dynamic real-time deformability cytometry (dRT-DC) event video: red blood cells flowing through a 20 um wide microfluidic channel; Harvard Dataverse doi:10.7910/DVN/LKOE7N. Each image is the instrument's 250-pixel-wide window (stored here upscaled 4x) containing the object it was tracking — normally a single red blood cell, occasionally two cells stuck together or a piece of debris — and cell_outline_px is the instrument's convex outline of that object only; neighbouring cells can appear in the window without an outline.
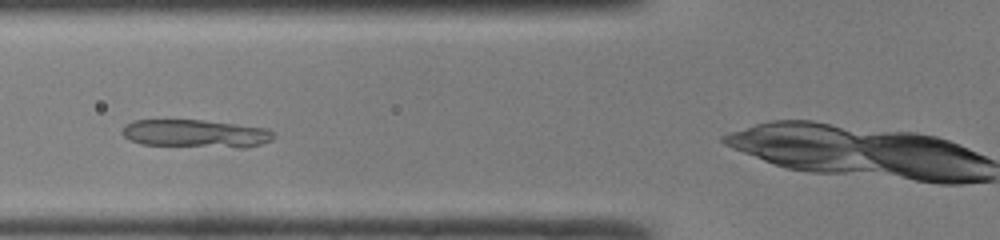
{"species": "common noctule bat (a hibernating species)", "species_latin": "Nyctalus noctula", "temperature_condition": "room temperature", "stored_images_in_passage": 34, "camera_frame_rate_fps": 3000, "um_per_image_px": 0.085, "animal": {"sex": "male", "body_mass_g": 19.0, "forearm_length_mm": 50.8}, "frame": {"image": 1, "passage_image": 5, "time_ms": 1.333, "image_size_px": [1000, 240], "cell_outline_px": [[276, 136], [272, 140], [260, 144], [244, 148], [236, 148], [140, 144], [128, 140], [120, 132], [124, 124], [132, 120], [204, 120], [268, 128]], "centroid_in_image_um": [16.61, 11.36], "position_along_channel_um": 109.2, "area_um2": 25.03}}
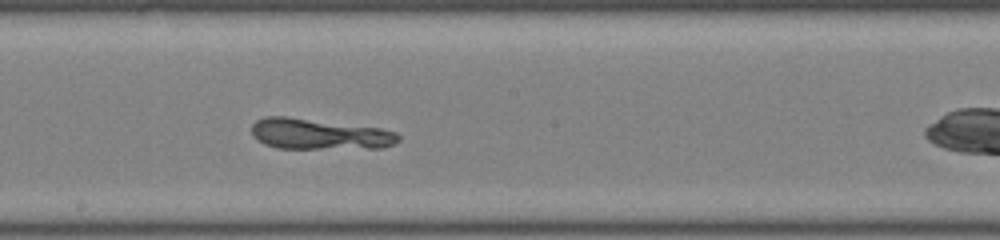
{"frame": {"image": 2, "passage_image": 13, "time_ms": 4.0, "image_size_px": [1000, 240], "cell_outline_px": [[400, 140], [392, 144], [380, 148], [276, 148], [264, 144], [252, 136], [252, 124], [256, 120], [264, 116], [288, 116], [380, 128], [396, 132], [400, 136]], "centroid_in_image_um": [27.1, 11.39], "position_along_channel_um": 221.1, "area_um2": 26.41}}
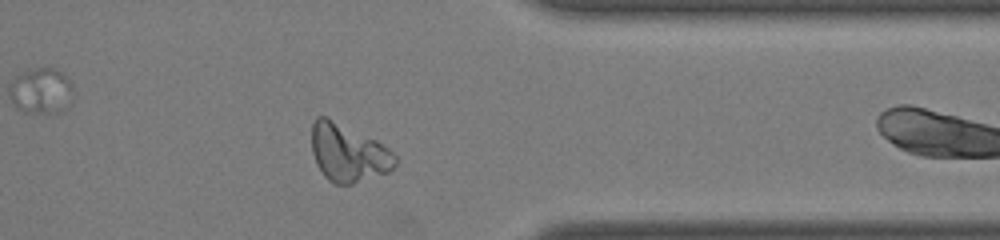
{"frame": {"image": 3, "passage_image": 25, "time_ms": 8.0, "image_size_px": [1000, 240], "cell_outline_px": [[396, 164], [388, 172], [352, 184], [332, 184], [324, 176], [316, 164], [312, 152], [312, 124], [316, 116], [324, 116], [376, 140], [388, 148], [396, 156]], "centroid_in_image_um": [29.57, 13.02], "position_along_channel_um": 381.8, "area_um2": 27.86}}